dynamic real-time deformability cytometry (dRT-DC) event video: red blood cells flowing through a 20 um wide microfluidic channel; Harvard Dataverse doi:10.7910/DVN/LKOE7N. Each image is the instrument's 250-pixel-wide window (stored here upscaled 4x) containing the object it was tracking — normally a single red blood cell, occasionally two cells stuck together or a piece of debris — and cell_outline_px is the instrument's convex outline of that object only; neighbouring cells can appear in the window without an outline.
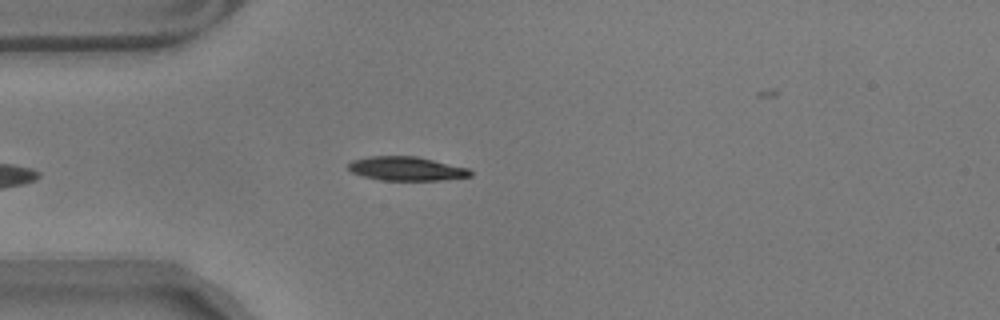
{"species": "common noctule bat (a hibernating species)", "species_latin": "Nyctalus noctula", "temperature_condition": "warm", "stored_images_in_passage": 38, "camera_frame_rate_fps": 3000, "um_per_image_px": 0.085, "animal": {"sex": "male", "body_mass_g": 17.9}, "frame": {"image": 1, "passage_image": 2, "time_ms": 0.333, "image_size_px": [1000, 320], "cell_outline_px": [[472, 176], [444, 180], [380, 180], [364, 176], [352, 172], [348, 168], [348, 164], [352, 160], [368, 156], [416, 156], [468, 168], [472, 172]], "centroid_in_image_um": [34.55, 14.33], "position_along_channel_um": 50.5, "area_um2": 16.99}}
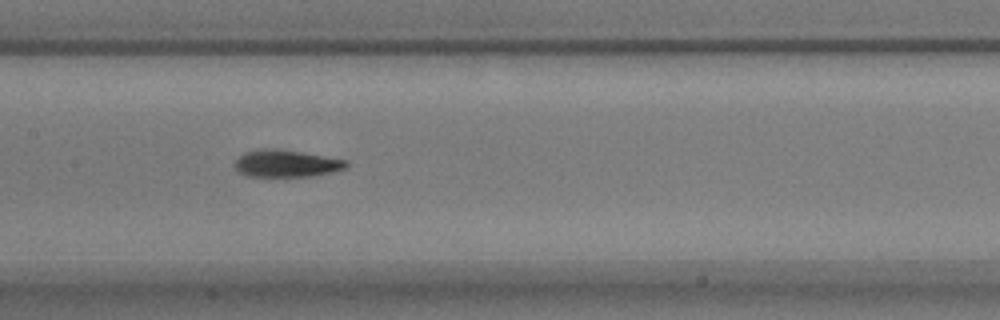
{"frame": {"image": 2, "passage_image": 14, "time_ms": 4.333, "image_size_px": [1000, 320], "cell_outline_px": [[348, 168], [332, 172], [312, 176], [248, 176], [240, 172], [232, 164], [244, 152], [260, 148], [276, 148], [348, 160]], "centroid_in_image_um": [24.34, 13.89], "position_along_channel_um": 183.1, "area_um2": 17.69}}
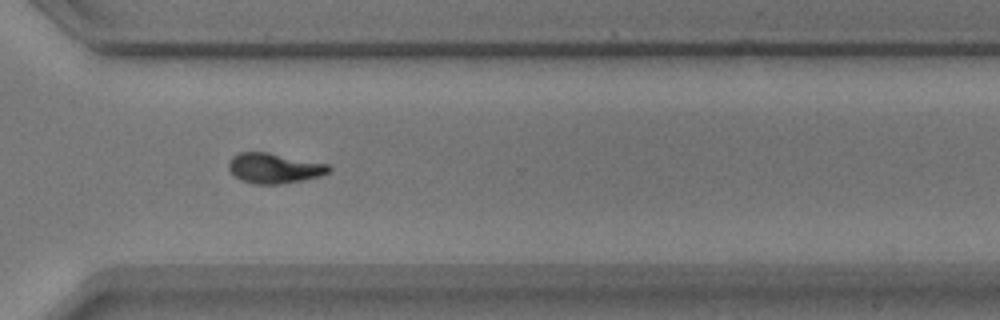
{"frame": {"image": 3, "passage_image": 28, "time_ms": 9.0, "image_size_px": [1000, 320], "cell_outline_px": [[332, 168], [328, 172], [320, 176], [280, 184], [252, 184], [240, 180], [228, 168], [228, 164], [232, 156], [240, 152], [268, 152], [328, 164]], "centroid_in_image_um": [23.29, 14.29], "position_along_channel_um": 347.3, "area_um2": 17.51}, "authors_computed_cell_mechanics": {"area_um2": 17.1088, "velocity_mm_per_s": 3.5321, "shape_relaxation_time_tau1_ms": 2.7139, "shape_relaxation_time_tau2_ms": 3.5913, "deformation_change_tau1": 0.1727, "deformation_change_tau2": 0.1077}}